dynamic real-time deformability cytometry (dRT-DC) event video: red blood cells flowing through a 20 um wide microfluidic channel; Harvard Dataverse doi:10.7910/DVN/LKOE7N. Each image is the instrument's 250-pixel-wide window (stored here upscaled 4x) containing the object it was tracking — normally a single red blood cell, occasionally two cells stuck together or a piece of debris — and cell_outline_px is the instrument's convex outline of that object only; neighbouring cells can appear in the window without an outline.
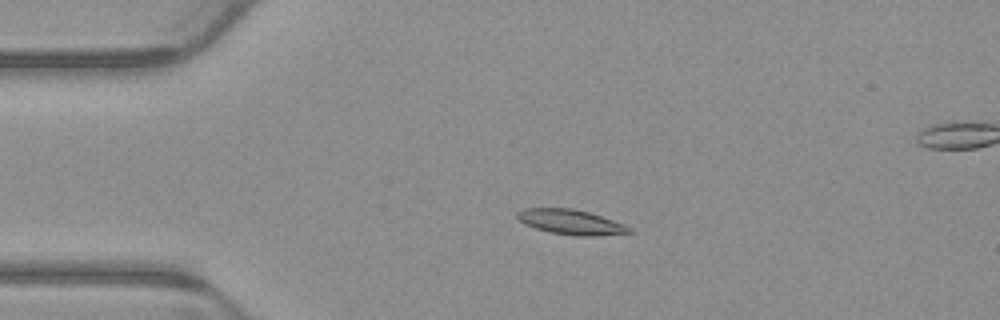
{"species": "common noctule bat (a hibernating species)", "species_latin": "Nyctalus noctula", "temperature_condition": "warm", "stored_images_in_passage": 6, "segment_of_instrument_passage": [1, 2], "camera_frame_rate_fps": 3000, "um_per_image_px": 0.085, "animal": {"sex": "male", "body_mass_g": 23.1, "forearm_length_mm": 52.7}, "frame": {"image": 1, "passage_image": 4, "time_ms": 1.0, "image_size_px": [1000, 320], "cell_outline_px": [[632, 232], [596, 236], [576, 236], [548, 232], [524, 224], [516, 216], [516, 212], [524, 208], [572, 208], [588, 212], [624, 224], [632, 228]], "centroid_in_image_um": [48.5, 18.87], "position_along_channel_um": 36.5, "area_um2": 16.24}}